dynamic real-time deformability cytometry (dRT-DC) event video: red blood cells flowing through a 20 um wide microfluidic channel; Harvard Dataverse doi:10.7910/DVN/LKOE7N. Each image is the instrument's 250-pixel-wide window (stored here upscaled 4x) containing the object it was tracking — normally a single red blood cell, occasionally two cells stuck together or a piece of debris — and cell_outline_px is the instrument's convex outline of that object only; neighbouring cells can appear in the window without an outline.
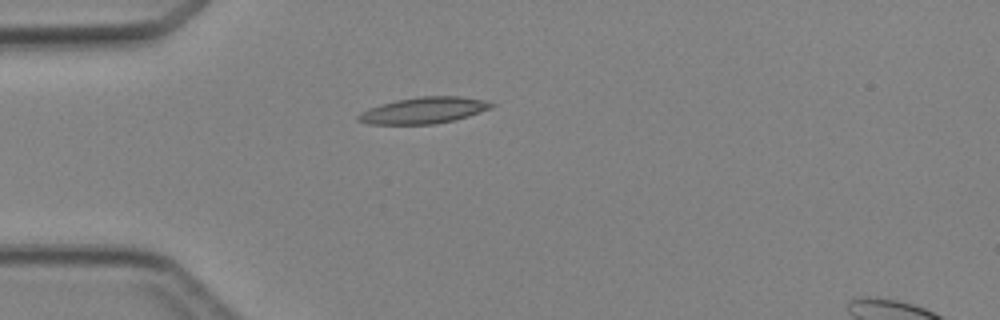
{"species": "Egyptian fruit bat (a non-hibernating species)", "species_latin": "Rousettus aegyptiacus", "temperature_condition": "cold", "stored_images_in_passage": 1, "camera_frame_rate_fps": 3000, "um_per_image_px": 0.085, "animal": {"sex": "female"}, "frame": {"image": 1, "passage_image": 1, "time_ms": 0.0, "image_size_px": [1000, 320], "cell_outline_px": [[496, 104], [480, 112], [456, 120], [436, 124], [368, 124], [356, 120], [356, 116], [360, 112], [368, 108], [380, 104], [396, 100], [420, 96], [460, 96], [484, 100]], "centroid_in_image_um": [35.97, 9.38], "position_along_channel_um": 49.0, "area_um2": 20.52}}